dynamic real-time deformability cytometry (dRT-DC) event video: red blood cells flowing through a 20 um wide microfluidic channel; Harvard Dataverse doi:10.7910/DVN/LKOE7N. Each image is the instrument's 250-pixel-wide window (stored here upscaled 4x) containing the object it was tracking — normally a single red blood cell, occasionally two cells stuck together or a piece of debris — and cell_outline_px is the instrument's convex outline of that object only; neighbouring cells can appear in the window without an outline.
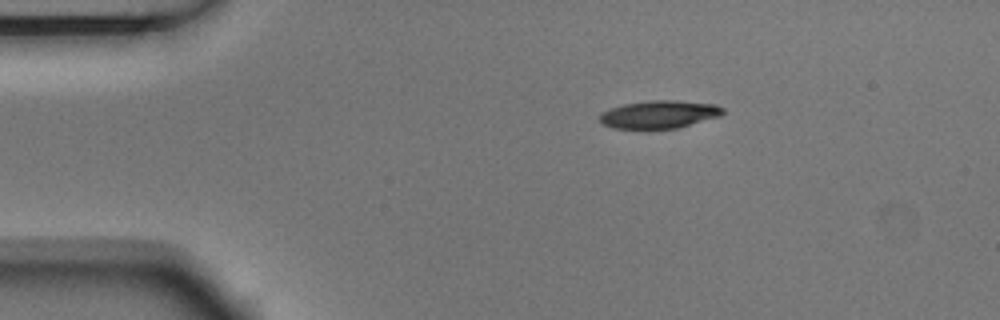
{"species": "Egyptian fruit bat (a non-hibernating species)", "species_latin": "Rousettus aegyptiacus", "temperature_condition": "room temperature", "stored_images_in_passage": 4, "camera_frame_rate_fps": 3000, "um_per_image_px": 0.085, "animal": {"sex": "male"}, "frame": {"image": 1, "passage_image": 4, "time_ms": 1.0, "image_size_px": [1000, 320], "cell_outline_px": [[724, 112], [720, 116], [676, 128], [648, 132], [612, 128], [604, 124], [600, 120], [600, 112], [624, 104], [648, 100], [672, 100], [716, 104], [724, 108]], "centroid_in_image_um": [55.99, 9.77], "position_along_channel_um": 29.0, "area_um2": 20.69}}